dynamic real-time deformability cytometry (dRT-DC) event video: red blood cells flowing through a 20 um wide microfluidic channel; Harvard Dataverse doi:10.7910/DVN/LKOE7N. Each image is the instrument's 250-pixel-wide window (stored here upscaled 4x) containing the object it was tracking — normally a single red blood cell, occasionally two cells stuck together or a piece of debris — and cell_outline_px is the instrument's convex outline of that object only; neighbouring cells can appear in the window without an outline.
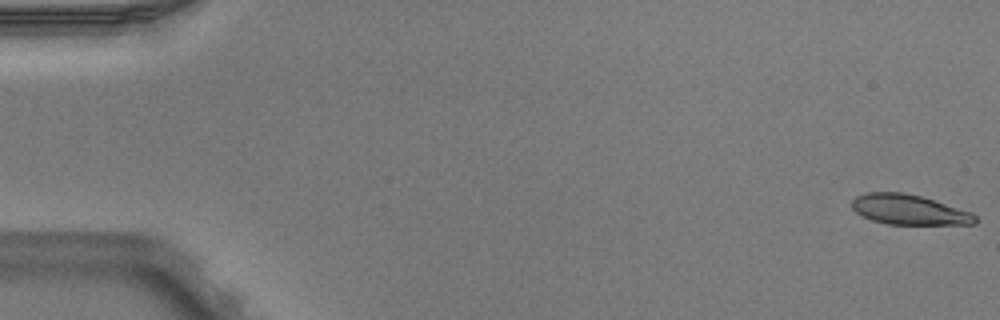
{"species": "Egyptian fruit bat (a non-hibernating species)", "species_latin": "Rousettus aegyptiacus", "temperature_condition": "warm", "stored_images_in_passage": 4, "camera_frame_rate_fps": 3000, "um_per_image_px": 0.085, "animal": {"sex": "male"}, "frame": {"image": 1, "passage_image": 1, "time_ms": 0.0, "image_size_px": [1000, 320], "cell_outline_px": [[976, 220], [972, 224], [888, 224], [872, 220], [856, 212], [852, 208], [852, 200], [856, 196], [868, 192], [904, 192], [920, 196], [972, 212], [976, 216]], "centroid_in_image_um": [77.24, 17.81], "position_along_channel_um": 7.8, "area_um2": 21.33}}
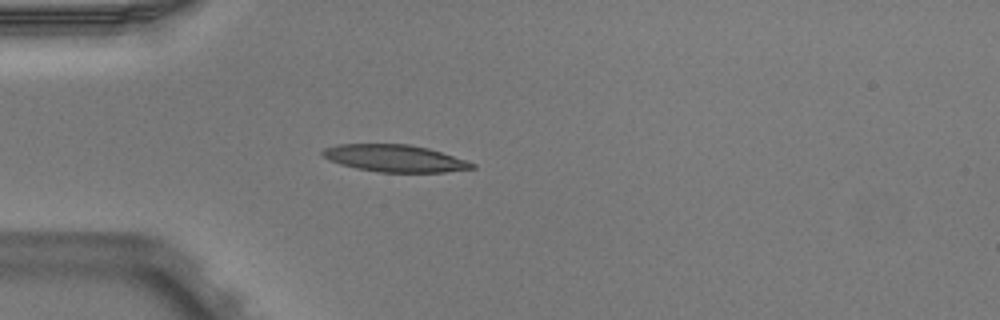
{"frame": {"image": 2, "passage_image": 4, "time_ms": 1.0, "image_size_px": [1000, 320], "cell_outline_px": [[476, 168], [444, 172], [380, 172], [356, 168], [340, 164], [328, 160], [320, 152], [324, 148], [336, 144], [408, 144], [428, 148], [468, 160], [476, 164]], "centroid_in_image_um": [33.56, 13.45], "position_along_channel_um": 51.4, "area_um2": 23.7}}